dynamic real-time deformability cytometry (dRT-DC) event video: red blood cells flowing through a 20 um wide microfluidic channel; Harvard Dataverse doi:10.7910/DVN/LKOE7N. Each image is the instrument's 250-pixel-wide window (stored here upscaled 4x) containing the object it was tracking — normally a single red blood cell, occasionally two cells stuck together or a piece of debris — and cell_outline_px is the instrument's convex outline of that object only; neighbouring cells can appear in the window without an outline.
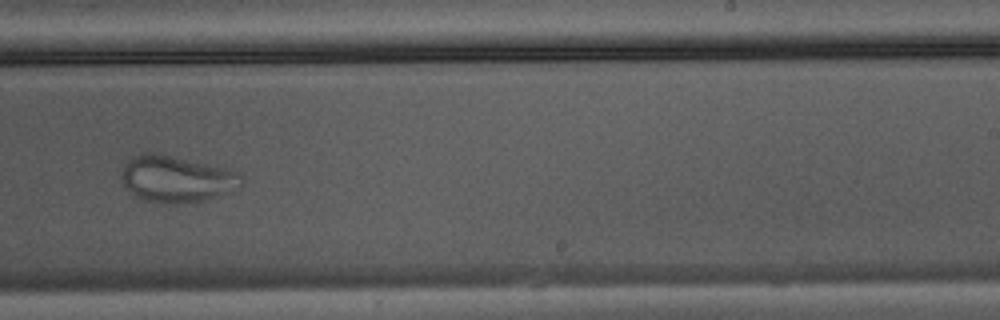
{"species": "Egyptian fruit bat (a non-hibernating species)", "species_latin": "Rousettus aegyptiacus", "temperature_condition": "warm", "stored_images_in_passage": 41, "camera_frame_rate_fps": 3000, "um_per_image_px": 0.085, "animal": {"sex": "male"}, "frame": {"image": 1, "passage_image": 24, "time_ms": 7.667, "image_size_px": [1000, 320], "cell_outline_px": [[244, 180], [240, 188], [228, 192], [200, 200], [184, 204], [156, 204], [140, 200], [124, 184], [120, 176], [120, 172], [128, 160], [132, 156], [144, 152], [156, 152], [228, 168], [240, 172], [244, 176]], "centroid_in_image_um": [15.0, 15.21], "position_along_channel_um": 274.0, "area_um2": 33.12}}